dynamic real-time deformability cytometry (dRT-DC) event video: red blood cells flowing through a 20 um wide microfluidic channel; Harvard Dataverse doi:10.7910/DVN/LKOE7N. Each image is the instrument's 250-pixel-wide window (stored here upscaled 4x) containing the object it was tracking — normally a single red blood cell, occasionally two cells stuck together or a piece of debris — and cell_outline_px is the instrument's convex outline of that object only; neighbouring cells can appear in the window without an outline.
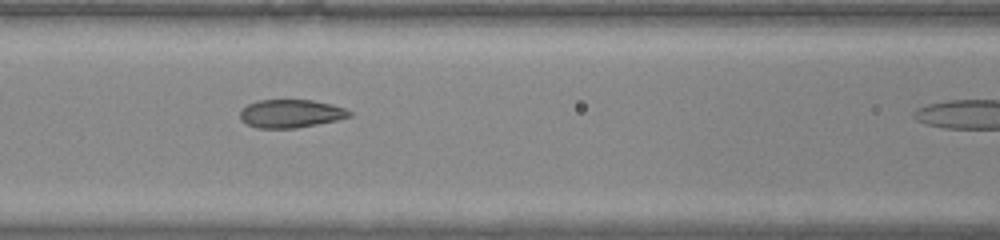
{"species": "common noctule bat (a hibernating species)", "species_latin": "Nyctalus noctula", "temperature_condition": "warm", "stored_images_in_passage": 21, "camera_frame_rate_fps": 3000, "um_per_image_px": 0.085, "animal": {"sex": "male", "body_mass_g": 20.0, "forearm_length_mm": 53.3}, "frame": {"image": 1, "passage_image": 15, "time_ms": 4.667, "image_size_px": [1000, 240], "cell_outline_px": [[352, 116], [336, 120], [296, 128], [256, 128], [240, 120], [240, 112], [248, 104], [256, 100], [312, 100], [332, 104], [344, 108], [352, 112]], "centroid_in_image_um": [24.71, 9.65], "position_along_channel_um": 141.9, "area_um2": 17.92}}
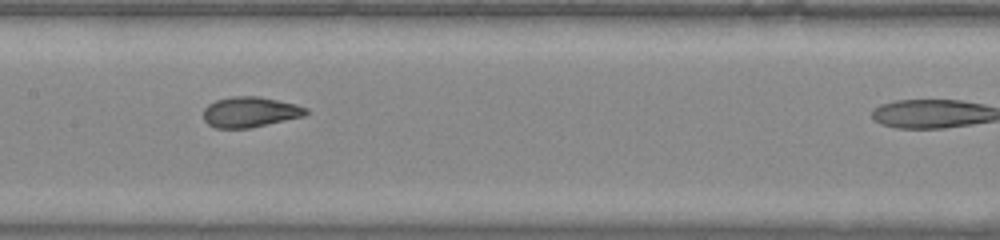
{"frame": {"image": 2, "passage_image": 18, "time_ms": 5.667, "image_size_px": [1000, 240], "cell_outline_px": [[308, 112], [304, 116], [248, 128], [216, 128], [208, 124], [204, 120], [204, 108], [208, 104], [216, 100], [232, 96], [260, 96], [296, 104], [308, 108]], "centroid_in_image_um": [21.25, 9.51], "position_along_channel_um": 186.2, "area_um2": 18.15}}